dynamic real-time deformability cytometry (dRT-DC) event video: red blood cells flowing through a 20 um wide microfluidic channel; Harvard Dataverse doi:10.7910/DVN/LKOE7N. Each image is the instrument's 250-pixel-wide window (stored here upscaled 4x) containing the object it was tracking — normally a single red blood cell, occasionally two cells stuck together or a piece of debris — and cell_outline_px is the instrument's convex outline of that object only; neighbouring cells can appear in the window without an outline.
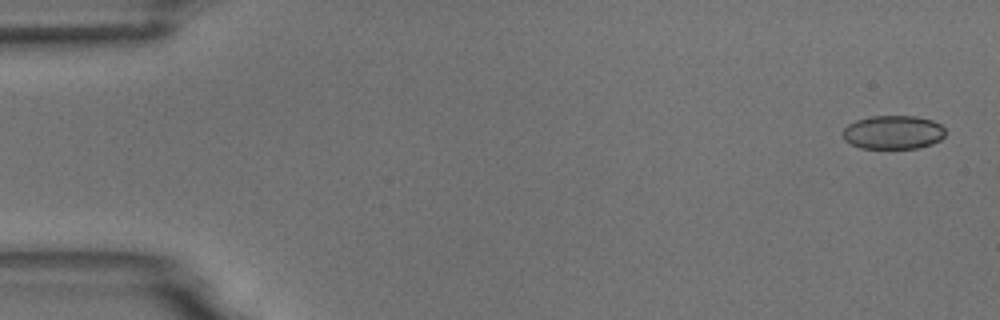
{"species": "common noctule bat (a hibernating species)", "species_latin": "Nyctalus noctula", "temperature_condition": "room temperature", "stored_images_in_passage": 5, "camera_frame_rate_fps": 3000, "um_per_image_px": 0.085, "animal": {"sex": "male", "body_mass_g": 18.8}, "frame": {"image": 1, "passage_image": 1, "time_ms": 0.0, "image_size_px": [1000, 320], "cell_outline_px": [[944, 136], [940, 140], [932, 144], [916, 148], [860, 148], [844, 140], [844, 128], [848, 124], [856, 120], [872, 116], [916, 116], [932, 120], [940, 124], [944, 128]], "centroid_in_image_um": [75.92, 11.24], "position_along_channel_um": 9.1, "area_um2": 20.06}}
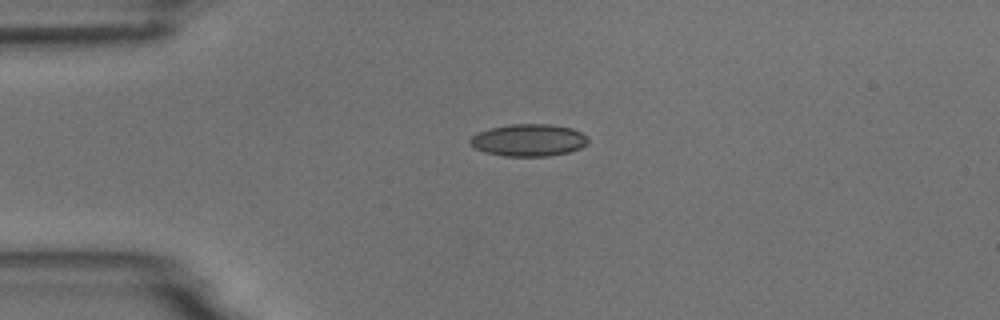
{"frame": {"image": 2, "passage_image": 4, "time_ms": 3.667, "image_size_px": [1000, 320], "cell_outline_px": [[588, 140], [580, 148], [568, 152], [548, 156], [504, 156], [484, 152], [476, 148], [468, 140], [472, 136], [480, 132], [492, 128], [512, 124], [552, 124], [572, 128], [588, 136]], "centroid_in_image_um": [44.95, 11.91], "position_along_channel_um": 40.1, "area_um2": 21.91}}